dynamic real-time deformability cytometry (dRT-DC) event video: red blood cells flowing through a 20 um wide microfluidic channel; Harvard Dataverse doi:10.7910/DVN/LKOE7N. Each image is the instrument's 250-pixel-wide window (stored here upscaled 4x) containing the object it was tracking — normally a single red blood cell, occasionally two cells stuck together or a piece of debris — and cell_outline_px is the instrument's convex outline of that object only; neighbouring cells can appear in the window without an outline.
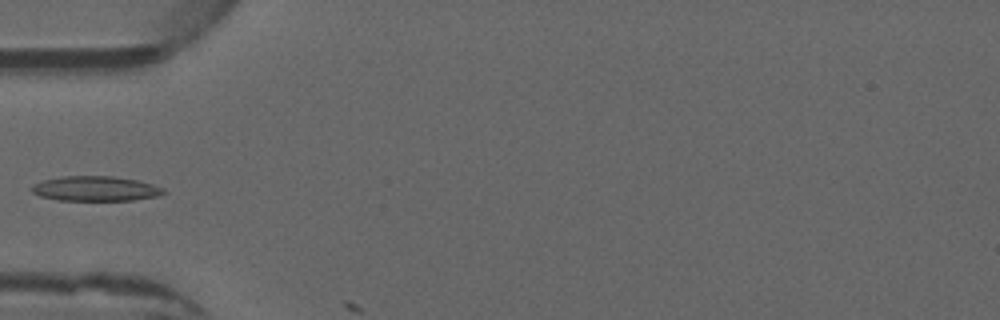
{"species": "common noctule bat (a hibernating species)", "species_latin": "Nyctalus noctula", "temperature_condition": "warm", "stored_images_in_passage": 6, "camera_frame_rate_fps": 3000, "um_per_image_px": 0.085, "animal": {"sex": "male", "forearm_length_mm": 52.5}, "frame": {"image": 1, "passage_image": 5, "time_ms": 1.333, "image_size_px": [1000, 320], "cell_outline_px": [[168, 192], [156, 196], [132, 200], [56, 200], [40, 196], [32, 192], [28, 188], [32, 184], [44, 180], [60, 176], [112, 176], [136, 180], [152, 184], [164, 188]], "centroid_in_image_um": [8.07, 16.03], "position_along_channel_um": 76.9, "area_um2": 19.19}}
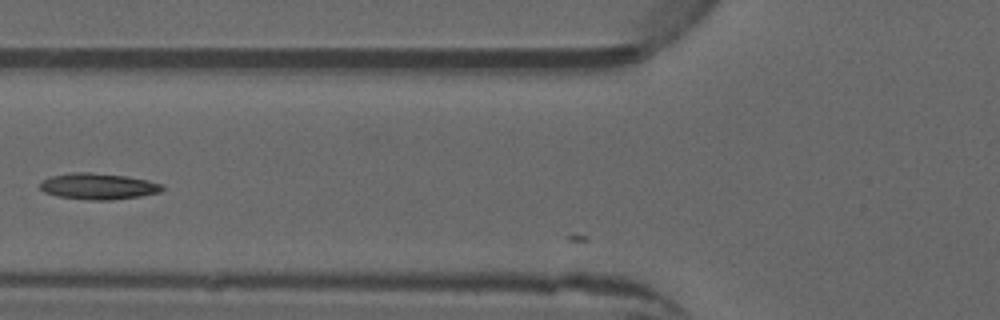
{"frame": {"image": 2, "passage_image": 6, "time_ms": 1.667, "image_size_px": [1000, 320], "cell_outline_px": [[164, 188], [160, 192], [140, 196], [108, 200], [92, 200], [60, 196], [44, 192], [40, 188], [40, 184], [44, 180], [52, 176], [72, 172], [92, 172], [124, 176], [148, 180], [164, 184]], "centroid_in_image_um": [8.39, 15.83], "position_along_channel_um": 117.4, "area_um2": 18.44}}